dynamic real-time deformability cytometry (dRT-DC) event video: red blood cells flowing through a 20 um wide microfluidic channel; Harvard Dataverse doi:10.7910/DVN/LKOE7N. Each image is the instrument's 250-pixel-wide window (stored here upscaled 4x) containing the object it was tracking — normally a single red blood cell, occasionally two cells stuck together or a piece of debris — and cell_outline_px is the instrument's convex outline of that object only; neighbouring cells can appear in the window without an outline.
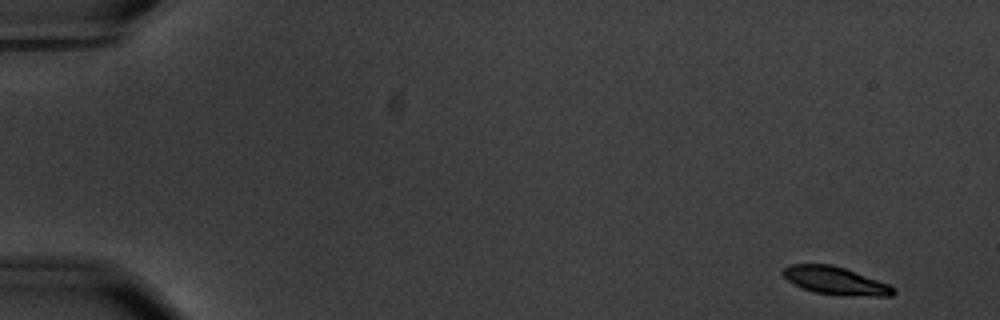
{"species": "common noctule bat (a hibernating species)", "species_latin": "Nyctalus noctula", "temperature_condition": "warm", "stored_images_in_passage": 56, "camera_frame_rate_fps": 3000, "um_per_image_px": 0.085, "animal": {"sex": "male", "body_mass_g": 20.1, "forearm_length_mm": 53.5}, "frame": {"image": 1, "passage_image": 1, "time_ms": 0.0, "image_size_px": [1000, 320], "cell_outline_px": [[896, 292], [892, 296], [872, 296], [816, 292], [804, 288], [788, 280], [780, 272], [784, 268], [792, 264], [832, 264], [844, 268], [888, 284], [896, 288]], "centroid_in_image_um": [71.02, 23.84], "position_along_channel_um": 14.0, "area_um2": 17.34}}
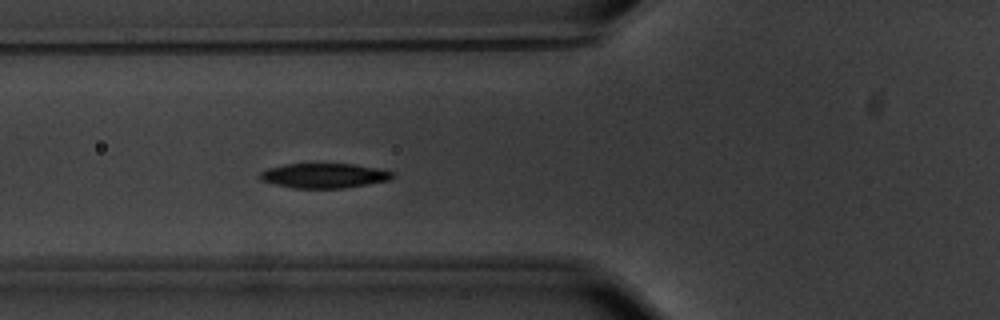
{"frame": {"image": 2, "passage_image": 20, "time_ms": 6.333, "image_size_px": [1000, 320], "cell_outline_px": [[396, 176], [388, 180], [344, 188], [292, 188], [260, 180], [260, 172], [268, 168], [284, 164], [356, 164], [396, 172]], "centroid_in_image_um": [27.57, 14.92], "position_along_channel_um": 98.2, "area_um2": 19.07}}
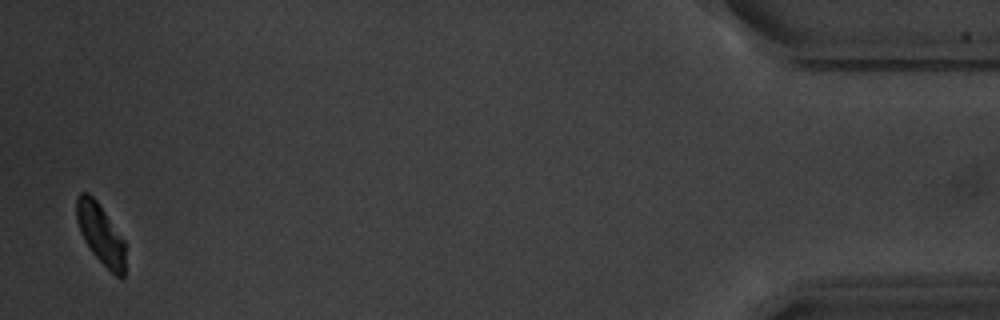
{"frame": {"image": 3, "passage_image": 55, "time_ms": 18.0, "image_size_px": [1000, 320], "cell_outline_px": [[124, 276], [116, 276], [92, 252], [84, 240], [80, 232], [76, 220], [76, 196], [80, 192], [88, 192], [96, 200], [124, 240]], "centroid_in_image_um": [8.51, 19.84], "position_along_channel_um": 426.7, "area_um2": 16.76}, "authors_computed_cell_mechanics": {"area_um2": 19.1607, "velocity_mm_per_s": 3.4944, "shape_relaxation_time_tau1_ms": 1.7427, "shape_relaxation_time_tau2_ms": null, "deformation_change_tau1": 0.1085, "deformation_change_tau2": null}}